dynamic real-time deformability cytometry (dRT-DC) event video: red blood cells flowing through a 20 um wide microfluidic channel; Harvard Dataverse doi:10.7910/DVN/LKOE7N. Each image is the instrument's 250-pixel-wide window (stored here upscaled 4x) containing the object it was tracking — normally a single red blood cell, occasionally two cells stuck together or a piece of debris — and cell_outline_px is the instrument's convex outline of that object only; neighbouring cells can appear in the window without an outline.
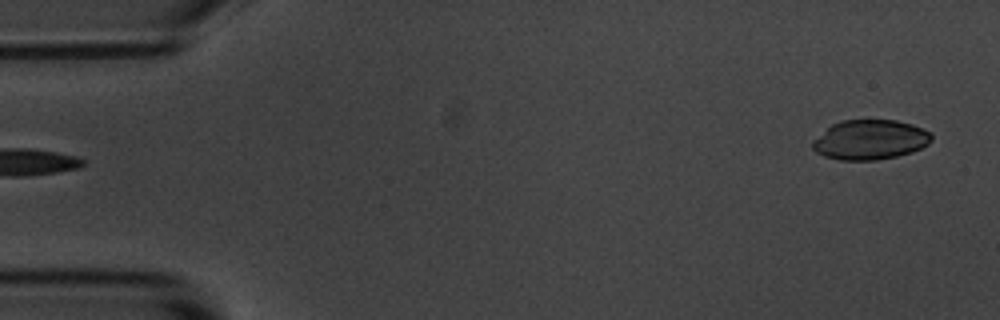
{"species": "common noctule bat (a hibernating species)", "species_latin": "Nyctalus noctula", "temperature_condition": "room temperature", "stored_images_in_passage": 5, "camera_frame_rate_fps": 3000, "um_per_image_px": 0.085, "animal": {"sex": "male", "body_mass_g": 20.1, "forearm_length_mm": 53.5}, "frame": {"image": 1, "passage_image": 5, "time_ms": 5.667, "image_size_px": [1000, 320], "cell_outline_px": [[932, 140], [928, 144], [912, 152], [896, 156], [876, 160], [840, 160], [824, 156], [816, 152], [812, 148], [812, 140], [832, 124], [840, 120], [896, 120], [912, 124], [932, 132]], "centroid_in_image_um": [73.95, 11.87], "position_along_channel_um": 11.0, "area_um2": 27.69}}